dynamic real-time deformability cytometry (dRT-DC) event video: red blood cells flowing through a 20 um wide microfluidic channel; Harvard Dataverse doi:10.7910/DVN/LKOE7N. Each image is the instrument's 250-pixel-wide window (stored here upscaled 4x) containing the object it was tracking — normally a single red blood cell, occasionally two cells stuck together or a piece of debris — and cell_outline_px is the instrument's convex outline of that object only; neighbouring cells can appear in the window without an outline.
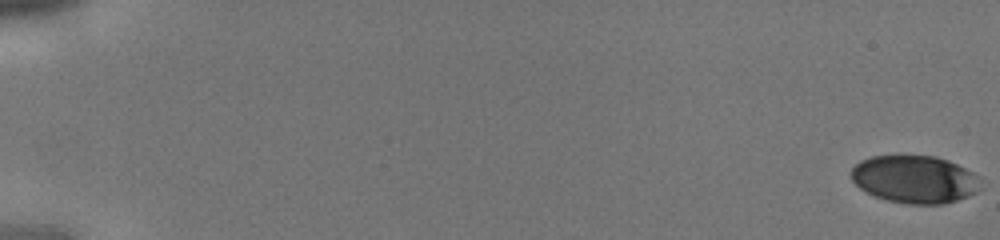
{"species": "human", "species_latin": "Homo sapiens", "temperature_condition": "cold", "stored_images_in_passage": 18, "camera_frame_rate_fps": 3000, "um_per_image_px": 0.085, "donor": {"sex": "male"}, "frame": {"image": 1, "passage_image": 1, "time_ms": 0.0, "image_size_px": [1000, 240], "cell_outline_px": [[980, 176], [976, 192], [968, 196], [944, 204], [908, 204], [888, 200], [876, 196], [860, 188], [852, 180], [848, 172], [860, 160], [872, 156], [896, 152], [936, 156], [948, 160]], "centroid_in_image_um": [77.69, 15.18], "position_along_channel_um": 7.3, "area_um2": 36.7}}
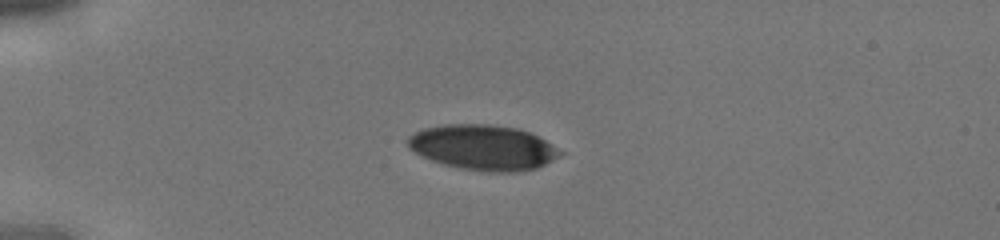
{"frame": {"image": 2, "passage_image": 13, "time_ms": 4.0, "image_size_px": [1000, 240], "cell_outline_px": [[568, 152], [536, 168], [516, 172], [488, 172], [460, 168], [444, 164], [420, 156], [408, 148], [408, 136], [412, 132], [424, 128], [444, 124], [488, 124], [516, 128], [528, 132]], "centroid_in_image_um": [41.06, 12.53], "position_along_channel_um": 43.9, "area_um2": 40.29}}
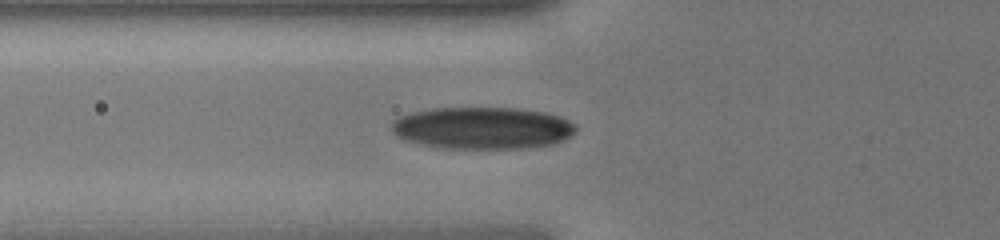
{"frame": {"image": 3, "passage_image": 18, "time_ms": 5.667, "image_size_px": [1000, 240], "cell_outline_px": [[576, 132], [572, 136], [564, 140], [552, 144], [520, 148], [444, 148], [420, 144], [404, 140], [396, 136], [392, 132], [392, 120], [400, 116], [412, 112], [432, 108], [520, 108], [548, 112], [560, 116], [576, 124]], "centroid_in_image_um": [41.03, 10.87], "position_along_channel_um": 84.8, "area_um2": 45.49}}